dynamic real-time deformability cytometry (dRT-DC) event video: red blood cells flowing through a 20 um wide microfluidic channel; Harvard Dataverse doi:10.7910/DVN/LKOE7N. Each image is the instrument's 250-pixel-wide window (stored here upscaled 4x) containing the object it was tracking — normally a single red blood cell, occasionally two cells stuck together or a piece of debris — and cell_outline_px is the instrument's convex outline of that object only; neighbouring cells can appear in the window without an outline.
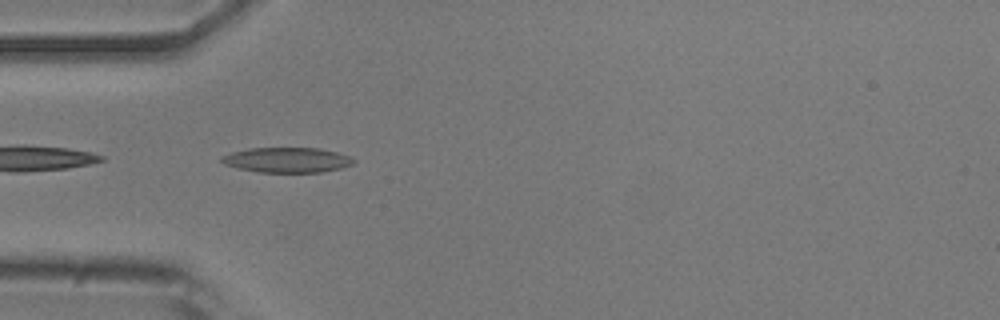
{"species": "common noctule bat (a hibernating species)", "species_latin": "Nyctalus noctula", "temperature_condition": "room temperature", "stored_images_in_passage": 36, "camera_frame_rate_fps": 3000, "um_per_image_px": 0.085, "animal": {"sex": "male", "body_mass_g": 20.5, "forearm_length_mm": 52.5}, "frame": {"image": 1, "passage_image": 1, "time_ms": 0.0, "image_size_px": [1000, 320], "cell_outline_px": [[356, 160], [352, 164], [340, 168], [320, 172], [260, 172], [240, 168], [224, 164], [220, 160], [224, 156], [232, 152], [248, 148], [316, 148], [336, 152], [348, 156]], "centroid_in_image_um": [24.4, 13.59], "position_along_channel_um": 60.6, "area_um2": 18.96}}
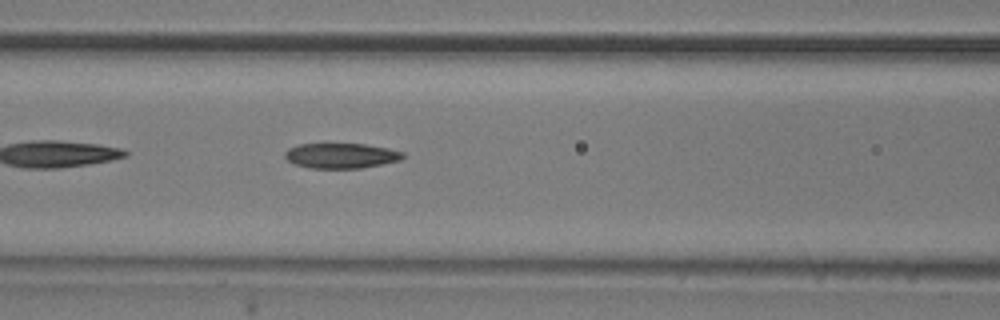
{"frame": {"image": 2, "passage_image": 7, "time_ms": 2.0, "image_size_px": [1000, 320], "cell_outline_px": [[404, 156], [400, 160], [360, 168], [308, 168], [296, 164], [288, 160], [284, 156], [284, 152], [288, 148], [300, 144], [324, 140], [364, 144], [388, 148], [404, 152]], "centroid_in_image_um": [28.92, 13.17], "position_along_channel_um": 137.7, "area_um2": 18.09}}
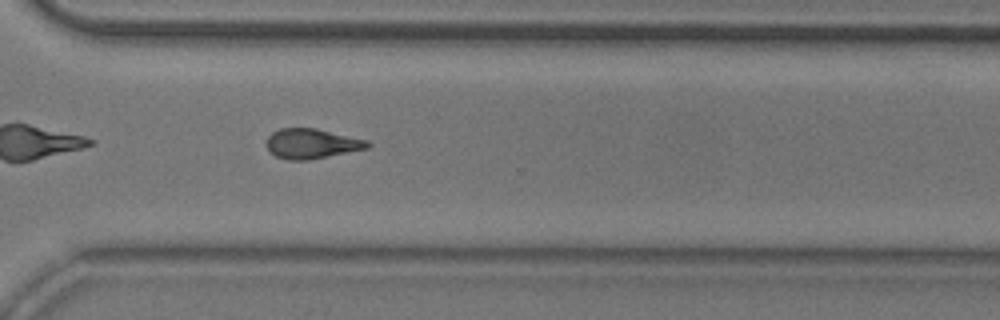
{"frame": {"image": 3, "passage_image": 23, "time_ms": 7.333, "image_size_px": [1000, 320], "cell_outline_px": [[372, 144], [368, 148], [308, 160], [288, 160], [276, 156], [268, 148], [268, 136], [272, 132], [280, 128], [316, 128], [368, 140]], "centroid_in_image_um": [26.52, 12.2], "position_along_channel_um": 344.1, "area_um2": 17.46}, "authors_computed_cell_mechanics": {"area_um2": 17.8024, "velocity_mm_per_s": 3.8804, "shape_relaxation_time_tau1_ms": null, "shape_relaxation_time_tau2_ms": 4.3695, "deformation_change_tau1": null, "deformation_change_tau2": 0.1375}}